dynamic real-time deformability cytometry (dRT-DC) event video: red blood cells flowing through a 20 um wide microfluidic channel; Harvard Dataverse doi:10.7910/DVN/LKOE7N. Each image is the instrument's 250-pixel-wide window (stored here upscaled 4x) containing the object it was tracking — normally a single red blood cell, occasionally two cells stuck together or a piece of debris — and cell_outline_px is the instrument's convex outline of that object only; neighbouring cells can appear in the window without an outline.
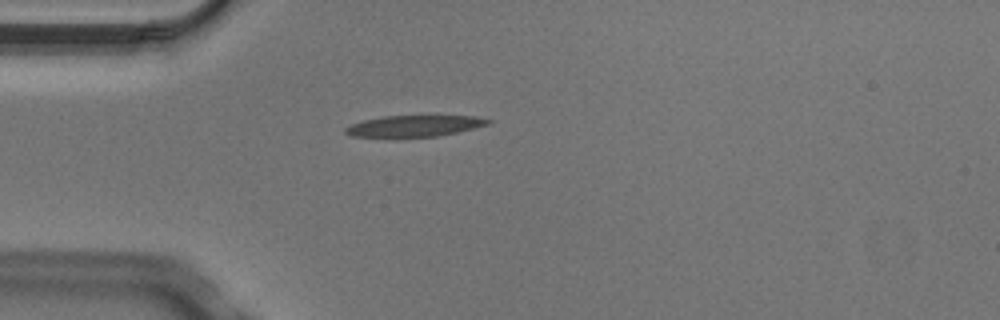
{"species": "Egyptian fruit bat (a non-hibernating species)", "species_latin": "Rousettus aegyptiacus", "temperature_condition": "cold", "stored_images_in_passage": 4, "camera_frame_rate_fps": 3000, "um_per_image_px": 0.085, "animal": {"sex": "male"}, "frame": {"image": 1, "passage_image": 4, "time_ms": 1.0, "image_size_px": [1000, 320], "cell_outline_px": [[492, 120], [488, 124], [456, 132], [436, 136], [392, 140], [352, 136], [344, 132], [344, 128], [352, 124], [364, 120], [384, 116], [476, 116]], "centroid_in_image_um": [35.09, 10.75], "position_along_channel_um": 49.9, "area_um2": 18.32}}